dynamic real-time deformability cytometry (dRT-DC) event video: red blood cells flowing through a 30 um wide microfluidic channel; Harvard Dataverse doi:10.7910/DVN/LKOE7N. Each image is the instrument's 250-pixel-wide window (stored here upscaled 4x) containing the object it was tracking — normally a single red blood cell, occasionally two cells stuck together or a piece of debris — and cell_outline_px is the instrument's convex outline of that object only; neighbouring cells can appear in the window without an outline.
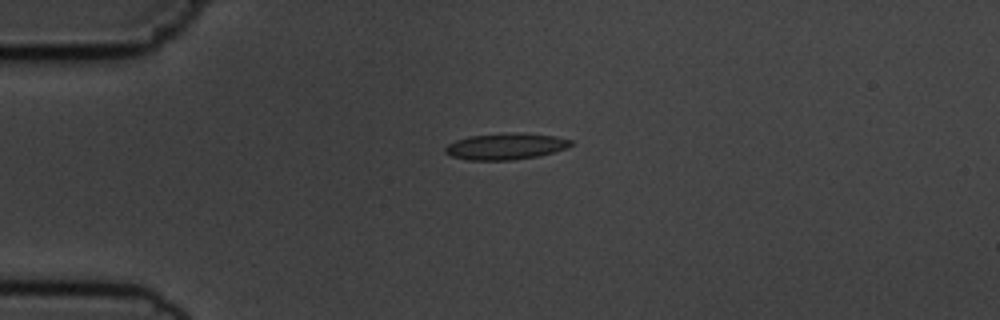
{"species": "common noctule bat (a hibernating species)", "species_latin": "Nyctalus noctula", "temperature_condition": "cold", "stored_images_in_passage": 4, "camera_frame_rate_fps": 3000, "um_per_image_px": 0.085, "animal": {"sex": "male", "body_mass_g": 19.5, "forearm_length_mm": 54.6}, "frame": {"image": 1, "passage_image": 1, "time_ms": 0.0, "image_size_px": [1000, 320], "cell_outline_px": [[572, 144], [568, 148], [540, 156], [512, 160], [468, 160], [452, 156], [444, 152], [444, 148], [448, 144], [456, 140], [468, 136], [508, 132], [520, 132], [556, 136], [572, 140]], "centroid_in_image_um": [43.0, 12.43], "position_along_channel_um": 42.0, "area_um2": 19.59}}
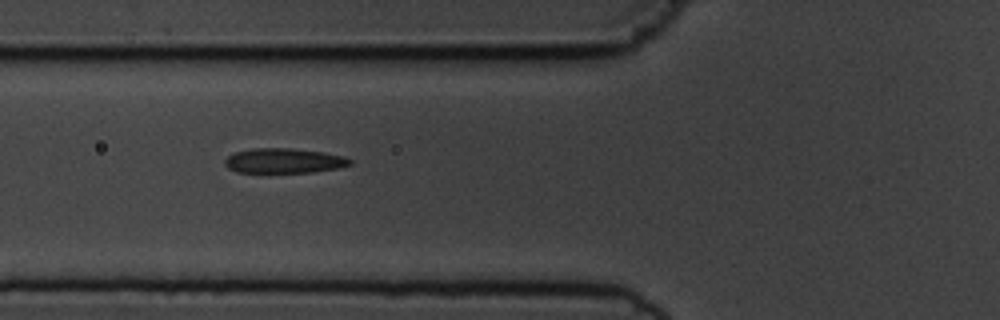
{"frame": {"image": 2, "passage_image": 3, "time_ms": 2.333, "image_size_px": [1000, 320], "cell_outline_px": [[352, 164], [340, 168], [312, 172], [236, 172], [228, 168], [224, 164], [224, 160], [228, 156], [236, 152], [252, 148], [292, 148], [324, 152], [344, 156], [352, 160]], "centroid_in_image_um": [24.16, 13.66], "position_along_channel_um": 101.6, "area_um2": 18.21}}
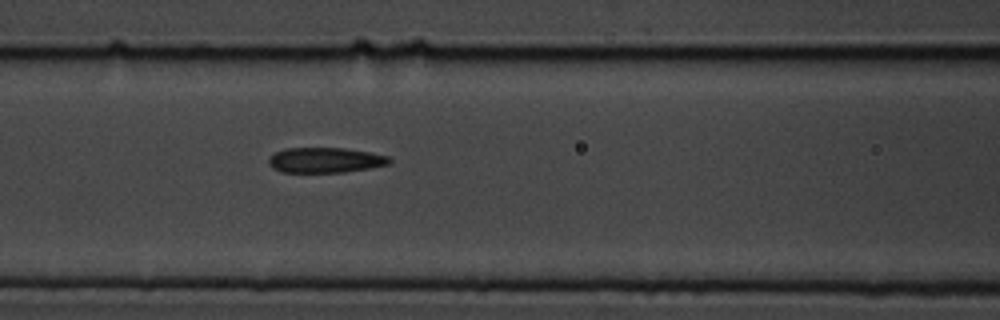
{"frame": {"image": 3, "passage_image": 4, "time_ms": 3.333, "image_size_px": [1000, 320], "cell_outline_px": [[392, 160], [388, 164], [368, 168], [344, 172], [280, 172], [272, 168], [268, 164], [268, 160], [276, 152], [284, 148], [344, 148], [368, 152], [388, 156]], "centroid_in_image_um": [27.61, 13.61], "position_along_channel_um": 139.0, "area_um2": 17.63}}